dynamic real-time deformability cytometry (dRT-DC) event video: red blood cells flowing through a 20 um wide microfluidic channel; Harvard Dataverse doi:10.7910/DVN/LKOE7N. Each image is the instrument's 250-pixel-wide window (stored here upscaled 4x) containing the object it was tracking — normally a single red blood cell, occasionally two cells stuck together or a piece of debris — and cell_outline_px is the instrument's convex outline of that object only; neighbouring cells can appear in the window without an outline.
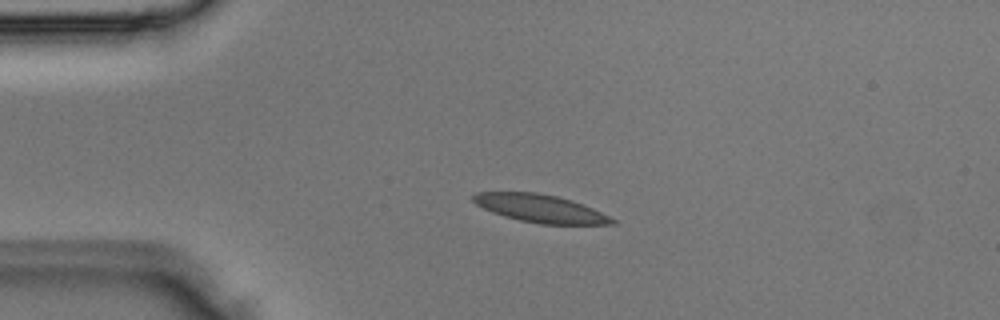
{"species": "Egyptian fruit bat (a non-hibernating species)", "species_latin": "Rousettus aegyptiacus", "temperature_condition": "room temperature", "stored_images_in_passage": 3, "camera_frame_rate_fps": 3000, "um_per_image_px": 0.085, "animal": {"sex": "male"}, "frame": {"image": 1, "passage_image": 2, "time_ms": 0.333, "image_size_px": [1000, 320], "cell_outline_px": [[616, 224], [540, 224], [520, 220], [504, 216], [492, 212], [476, 204], [472, 200], [472, 196], [476, 192], [536, 192], [556, 196], [572, 200], [584, 204], [616, 220]], "centroid_in_image_um": [45.91, 17.71], "position_along_channel_um": 39.1, "area_um2": 22.43}}